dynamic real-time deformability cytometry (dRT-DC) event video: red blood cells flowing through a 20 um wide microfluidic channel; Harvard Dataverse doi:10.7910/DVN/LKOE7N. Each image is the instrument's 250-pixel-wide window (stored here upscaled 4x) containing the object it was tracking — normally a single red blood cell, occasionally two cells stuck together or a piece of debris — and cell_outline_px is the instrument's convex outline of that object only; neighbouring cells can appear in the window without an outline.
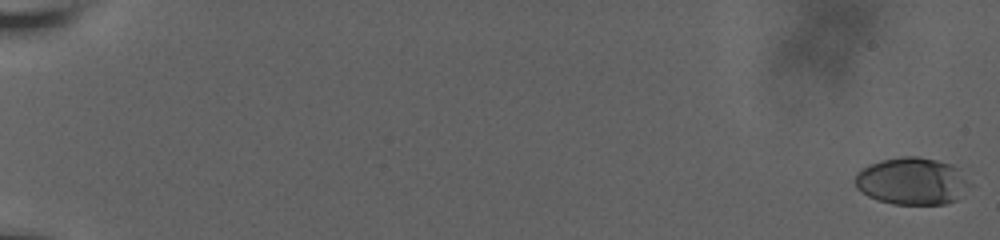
{"species": "human", "species_latin": "Homo sapiens", "temperature_condition": "room temperature", "stored_images_in_passage": 13, "camera_frame_rate_fps": 3000, "um_per_image_px": 0.085, "donor": {"sex": "male"}, "frame": {"image": 1, "passage_image": 1, "time_ms": 0.0, "image_size_px": [1000, 240], "cell_outline_px": [[972, 184], [956, 200], [944, 204], [892, 204], [868, 196], [856, 188], [856, 172], [868, 164], [884, 160], [904, 156], [916, 156], [936, 160], [948, 164], [956, 168]], "centroid_in_image_um": [77.5, 15.4], "position_along_channel_um": 7.5, "area_um2": 31.21}}
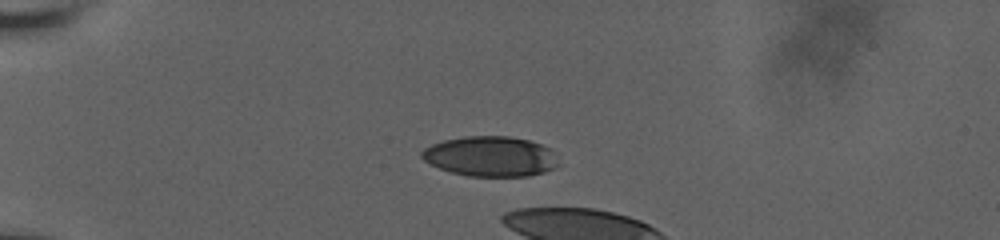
{"frame": {"image": 2, "passage_image": 10, "time_ms": 6.0, "image_size_px": [1000, 240], "cell_outline_px": [[556, 168], [544, 172], [528, 176], [468, 176], [452, 172], [440, 168], [424, 160], [420, 156], [420, 152], [424, 148], [432, 144], [444, 140], [464, 136], [508, 136], [528, 140], [552, 148], [556, 164]], "centroid_in_image_um": [41.68, 13.29], "position_along_channel_um": 43.3, "area_um2": 31.85}}